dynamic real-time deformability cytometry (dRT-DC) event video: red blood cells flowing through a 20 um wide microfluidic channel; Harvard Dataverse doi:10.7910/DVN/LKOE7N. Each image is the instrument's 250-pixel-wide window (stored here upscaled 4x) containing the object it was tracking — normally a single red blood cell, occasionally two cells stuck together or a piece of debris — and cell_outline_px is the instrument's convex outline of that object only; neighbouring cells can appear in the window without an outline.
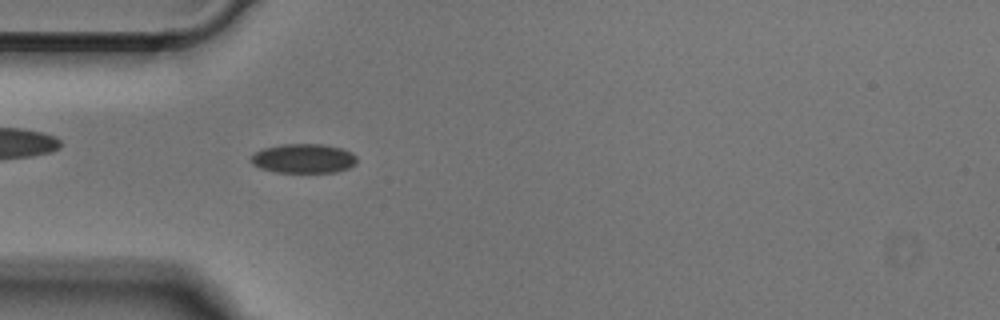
{"species": "Egyptian fruit bat (a non-hibernating species)", "species_latin": "Rousettus aegyptiacus", "temperature_condition": "cold", "stored_images_in_passage": 42, "camera_frame_rate_fps": 3000, "um_per_image_px": 0.085, "animal": {"sex": "male"}, "frame": {"image": 1, "passage_image": 6, "time_ms": 1.667, "image_size_px": [1000, 320], "cell_outline_px": [[356, 164], [348, 168], [336, 172], [276, 172], [260, 168], [252, 164], [248, 160], [256, 152], [264, 148], [284, 144], [324, 144], [340, 148], [352, 152], [356, 156]], "centroid_in_image_um": [25.8, 13.47], "position_along_channel_um": 59.2, "area_um2": 18.09}}
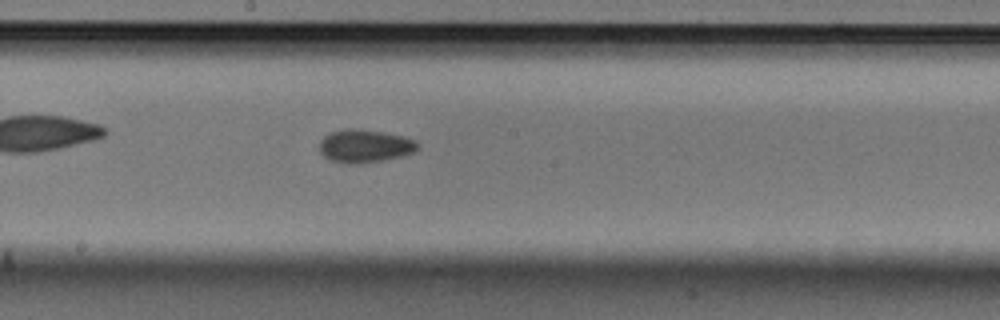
{"frame": {"image": 2, "passage_image": 18, "time_ms": 5.667, "image_size_px": [1000, 320], "cell_outline_px": [[420, 148], [404, 156], [384, 160], [356, 164], [328, 160], [320, 152], [320, 140], [328, 132], [352, 128], [380, 132], [404, 136], [416, 140], [420, 144]], "centroid_in_image_um": [31.03, 12.41], "position_along_channel_um": 217.2, "area_um2": 18.96}}
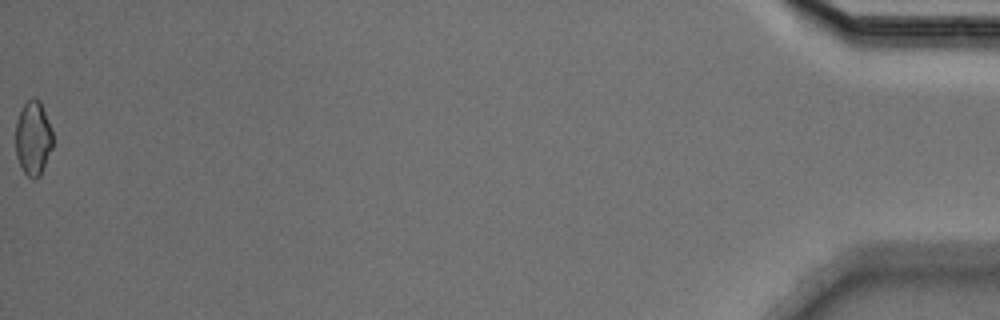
{"frame": {"image": 3, "passage_image": 42, "time_ms": 13.667, "image_size_px": [1000, 320], "cell_outline_px": [[52, 148], [40, 176], [36, 180], [32, 180], [24, 172], [16, 156], [16, 120], [20, 108], [32, 96], [36, 96], [40, 100], [52, 132]], "centroid_in_image_um": [2.8, 11.73], "position_along_channel_um": 432.4, "area_um2": 16.24}}